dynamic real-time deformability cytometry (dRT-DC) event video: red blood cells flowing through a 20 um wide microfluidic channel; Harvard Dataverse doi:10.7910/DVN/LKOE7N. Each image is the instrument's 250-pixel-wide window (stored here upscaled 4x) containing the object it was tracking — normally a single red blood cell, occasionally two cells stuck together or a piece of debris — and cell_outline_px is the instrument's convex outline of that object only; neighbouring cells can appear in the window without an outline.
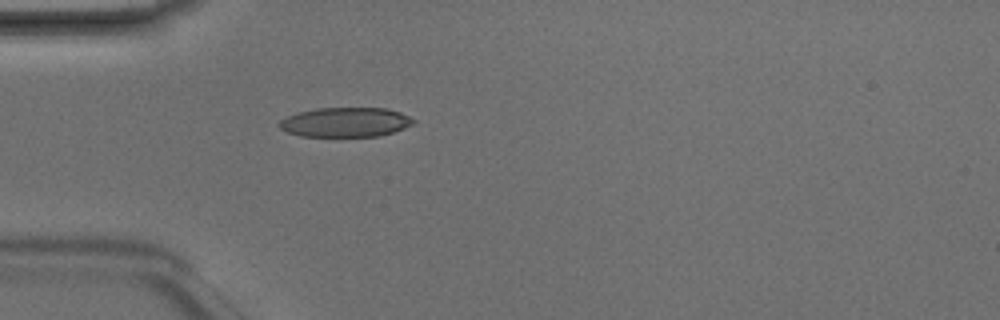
{"species": "Egyptian fruit bat (a non-hibernating species)", "species_latin": "Rousettus aegyptiacus", "temperature_condition": "room temperature", "stored_images_in_passage": 5, "camera_frame_rate_fps": 3000, "um_per_image_px": 0.085, "animal": {"sex": "male"}, "frame": {"image": 1, "passage_image": 5, "time_ms": 1.333, "image_size_px": [1000, 320], "cell_outline_px": [[416, 120], [412, 124], [404, 128], [380, 136], [300, 136], [288, 132], [280, 128], [276, 124], [280, 120], [288, 116], [300, 112], [316, 108], [388, 108], [400, 112]], "centroid_in_image_um": [29.36, 10.38], "position_along_channel_um": 55.6, "area_um2": 23.0}}